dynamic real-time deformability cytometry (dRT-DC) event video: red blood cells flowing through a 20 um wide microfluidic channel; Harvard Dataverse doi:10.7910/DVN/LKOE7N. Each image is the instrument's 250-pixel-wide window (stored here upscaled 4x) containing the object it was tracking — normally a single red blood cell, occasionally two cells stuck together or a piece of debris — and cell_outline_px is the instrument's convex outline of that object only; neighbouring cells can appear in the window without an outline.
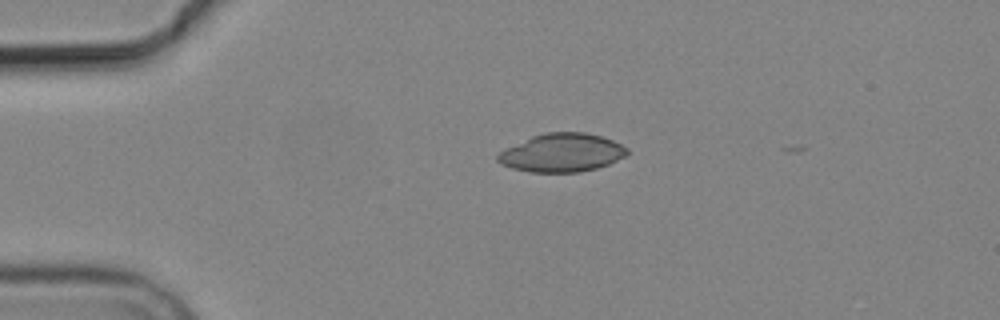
{"species": "common noctule bat (a hibernating species)", "species_latin": "Nyctalus noctula", "temperature_condition": "cold", "stored_images_in_passage": 3, "camera_frame_rate_fps": 3000, "um_per_image_px": 0.085, "animal": {"sex": "male", "body_mass_g": 19.2, "forearm_length_mm": 51.8}, "frame": {"image": 1, "passage_image": 1, "time_ms": 0.0, "image_size_px": [1000, 320], "cell_outline_px": [[628, 156], [608, 164], [596, 168], [580, 172], [528, 172], [512, 168], [500, 164], [496, 160], [496, 156], [504, 148], [532, 136], [544, 132], [584, 132], [600, 136], [612, 140], [628, 148]], "centroid_in_image_um": [47.74, 12.98], "position_along_channel_um": 37.3, "area_um2": 29.13}}